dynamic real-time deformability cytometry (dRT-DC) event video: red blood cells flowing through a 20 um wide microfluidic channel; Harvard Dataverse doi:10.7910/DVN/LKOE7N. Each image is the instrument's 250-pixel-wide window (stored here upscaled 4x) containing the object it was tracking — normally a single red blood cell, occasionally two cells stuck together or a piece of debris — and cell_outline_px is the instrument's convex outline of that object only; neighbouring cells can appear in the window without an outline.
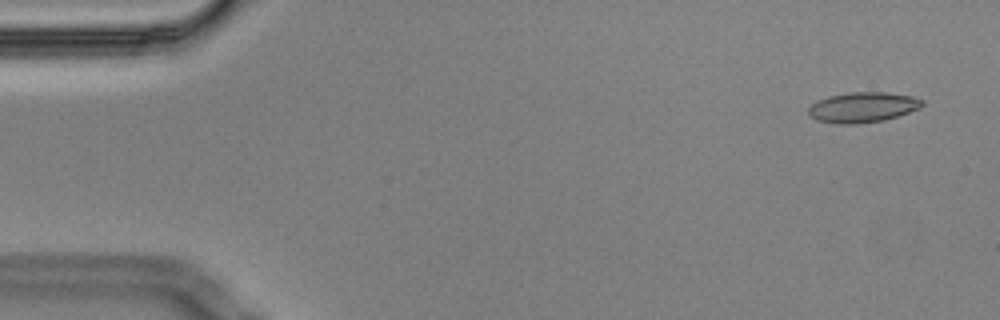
{"species": "Egyptian fruit bat (a non-hibernating species)", "species_latin": "Rousettus aegyptiacus", "temperature_condition": "cold", "stored_images_in_passage": 57, "camera_frame_rate_fps": 3000, "um_per_image_px": 0.085, "animal": {"sex": "male"}, "frame": {"image": 1, "passage_image": 3, "time_ms": 0.667, "image_size_px": [1000, 320], "cell_outline_px": [[924, 104], [920, 108], [884, 120], [856, 124], [832, 124], [816, 120], [808, 112], [808, 108], [816, 100], [828, 96], [852, 92], [884, 92], [912, 96], [924, 100]], "centroid_in_image_um": [73.31, 9.12], "position_along_channel_um": 11.7, "area_um2": 20.11}}
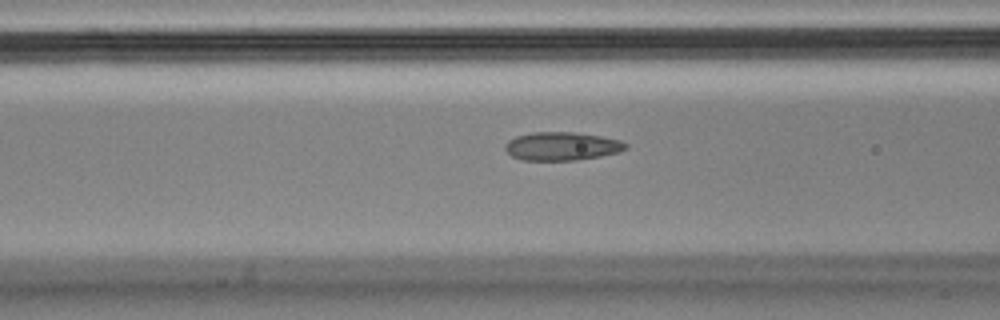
{"frame": {"image": 2, "passage_image": 22, "time_ms": 7.0, "image_size_px": [1000, 320], "cell_outline_px": [[628, 148], [620, 152], [600, 156], [576, 160], [524, 160], [512, 156], [504, 148], [504, 144], [508, 140], [516, 136], [532, 132], [572, 132], [600, 136], [620, 140], [628, 144]], "centroid_in_image_um": [47.76, 12.42], "position_along_channel_um": 118.8, "area_um2": 19.94}}
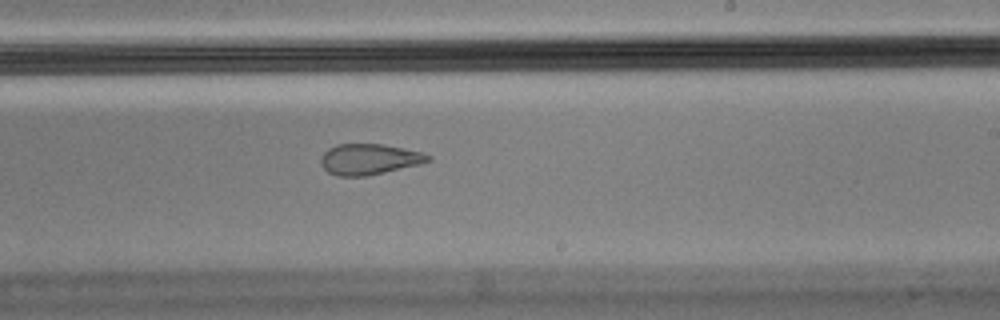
{"frame": {"image": 3, "passage_image": 34, "time_ms": 11.0, "image_size_px": [1000, 320], "cell_outline_px": [[432, 160], [420, 164], [368, 176], [336, 176], [328, 172], [320, 164], [320, 160], [324, 152], [328, 148], [336, 144], [380, 144], [404, 148], [420, 152], [432, 156]], "centroid_in_image_um": [31.37, 13.54], "position_along_channel_um": 257.6, "area_um2": 19.31}, "authors_computed_cell_mechanics": {"area_um2": 20.1144, "velocity_mm_per_s": 3.4751, "shape_relaxation_time_tau1_ms": null, "shape_relaxation_time_tau2_ms": 1.7669, "deformation_change_tau1": null, "deformation_change_tau2": 0.0924}}